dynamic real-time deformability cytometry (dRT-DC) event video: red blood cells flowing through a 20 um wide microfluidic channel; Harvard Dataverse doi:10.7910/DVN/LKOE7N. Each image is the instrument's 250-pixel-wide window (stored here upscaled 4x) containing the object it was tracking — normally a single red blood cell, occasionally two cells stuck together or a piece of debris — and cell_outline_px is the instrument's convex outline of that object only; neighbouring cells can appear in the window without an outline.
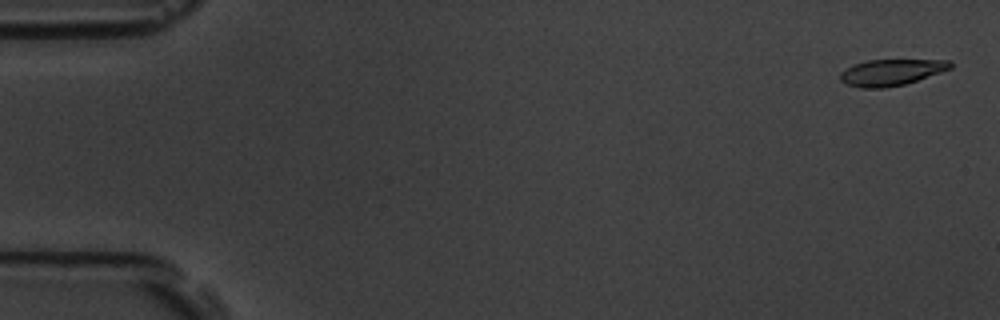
{"species": "common noctule bat (a hibernating species)", "species_latin": "Nyctalus noctula", "temperature_condition": "room temperature", "stored_images_in_passage": 7, "camera_frame_rate_fps": 3000, "um_per_image_px": 0.085, "animal": {"sex": "male", "body_mass_g": 19.5, "forearm_length_mm": 54.6}, "frame": {"image": 1, "passage_image": 1, "time_ms": 0.0, "image_size_px": [1000, 320], "cell_outline_px": [[952, 68], [904, 84], [884, 88], [860, 88], [848, 84], [840, 80], [840, 72], [856, 64], [868, 60], [952, 60]], "centroid_in_image_um": [75.76, 6.15], "position_along_channel_um": 9.2, "area_um2": 16.59}}
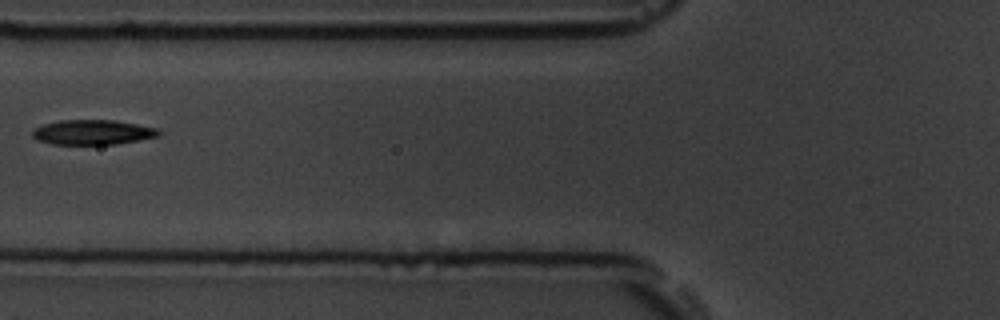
{"frame": {"image": 2, "passage_image": 7, "time_ms": 7.0, "image_size_px": [1000, 320], "cell_outline_px": [[160, 132], [156, 136], [116, 144], [52, 144], [40, 140], [32, 136], [32, 132], [36, 128], [44, 124], [60, 120], [116, 120], [160, 128]], "centroid_in_image_um": [7.9, 11.23], "position_along_channel_um": 117.9, "area_um2": 18.09}}